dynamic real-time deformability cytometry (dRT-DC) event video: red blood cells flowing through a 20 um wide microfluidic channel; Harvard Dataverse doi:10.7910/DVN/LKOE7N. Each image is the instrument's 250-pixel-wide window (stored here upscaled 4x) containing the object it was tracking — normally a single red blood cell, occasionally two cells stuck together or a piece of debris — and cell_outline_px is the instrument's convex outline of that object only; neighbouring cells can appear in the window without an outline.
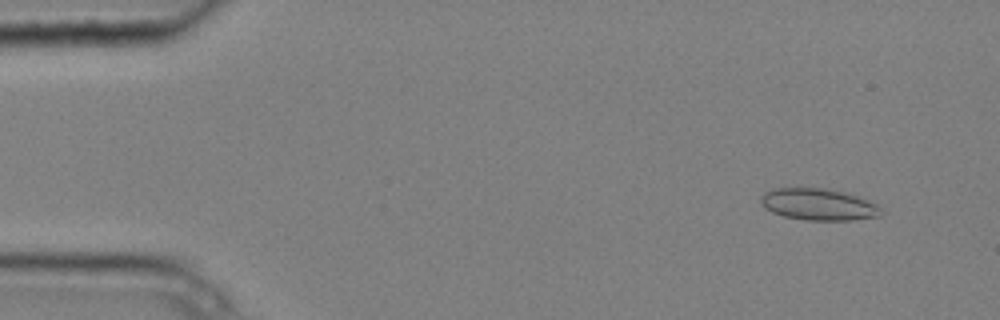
{"species": "common noctule bat (a hibernating species)", "species_latin": "Nyctalus noctula", "temperature_condition": "cold", "stored_images_in_passage": 5, "camera_frame_rate_fps": 3000, "um_per_image_px": 0.085, "animal": {"sex": "male", "body_mass_g": 20.4}, "frame": {"image": 1, "passage_image": 2, "time_ms": 0.333, "image_size_px": [1000, 320], "cell_outline_px": [[884, 212], [880, 216], [852, 220], [804, 220], [784, 216], [772, 212], [764, 208], [760, 204], [760, 196], [764, 192], [776, 188], [824, 188], [844, 192], [868, 200], [876, 204]], "centroid_in_image_um": [69.55, 17.38], "position_along_channel_um": 15.5, "area_um2": 22.31}}
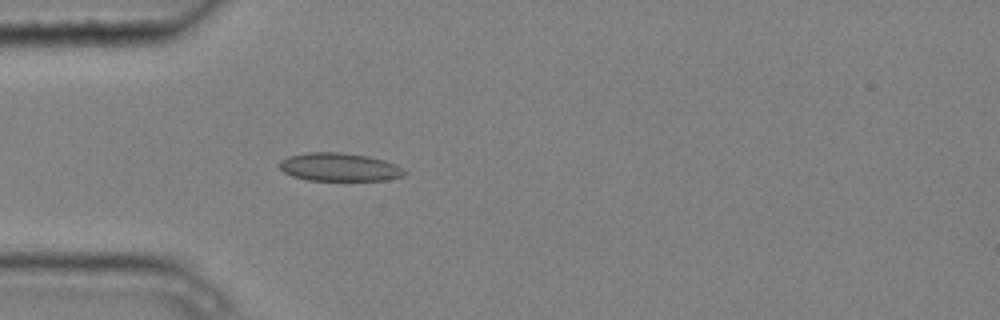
{"frame": {"image": 2, "passage_image": 5, "time_ms": 1.333, "image_size_px": [1000, 320], "cell_outline_px": [[404, 176], [388, 180], [308, 180], [292, 176], [284, 172], [280, 168], [280, 160], [288, 156], [304, 152], [340, 152], [368, 156], [384, 160], [396, 164], [404, 172]], "centroid_in_image_um": [28.81, 14.19], "position_along_channel_um": 56.2, "area_um2": 20.52}}